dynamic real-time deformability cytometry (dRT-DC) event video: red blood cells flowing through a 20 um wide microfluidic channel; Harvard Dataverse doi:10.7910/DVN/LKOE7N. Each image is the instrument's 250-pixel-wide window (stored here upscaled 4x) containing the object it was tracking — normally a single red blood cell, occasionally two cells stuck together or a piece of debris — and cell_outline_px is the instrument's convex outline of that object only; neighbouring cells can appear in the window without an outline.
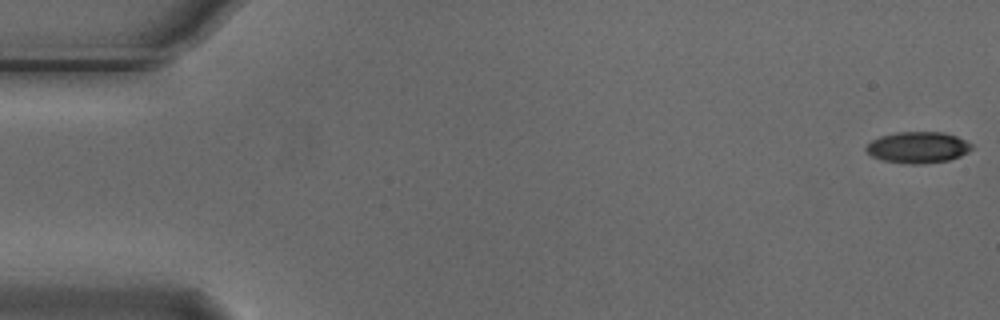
{"species": "Egyptian fruit bat (a non-hibernating species)", "species_latin": "Rousettus aegyptiacus", "temperature_condition": "cold", "stored_images_in_passage": 5, "camera_frame_rate_fps": 3000, "um_per_image_px": 0.085, "animal": {"sex": "male"}, "frame": {"image": 1, "passage_image": 1, "time_ms": 0.0, "image_size_px": [1000, 320], "cell_outline_px": [[972, 148], [968, 152], [960, 156], [948, 160], [924, 164], [908, 164], [880, 160], [872, 156], [864, 148], [872, 140], [880, 136], [900, 132], [944, 132], [956, 136], [972, 144]], "centroid_in_image_um": [78.01, 12.54], "position_along_channel_um": 7.0, "area_um2": 19.25}}